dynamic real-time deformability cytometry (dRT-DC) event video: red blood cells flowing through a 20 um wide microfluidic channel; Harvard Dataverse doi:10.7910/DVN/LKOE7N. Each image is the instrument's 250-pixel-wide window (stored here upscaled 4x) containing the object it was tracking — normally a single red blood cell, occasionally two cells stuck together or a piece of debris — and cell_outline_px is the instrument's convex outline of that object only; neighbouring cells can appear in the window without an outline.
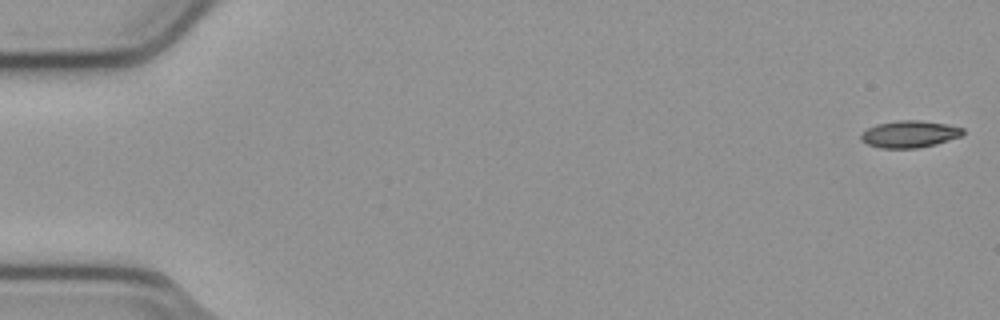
{"species": "common noctule bat (a hibernating species)", "species_latin": "Nyctalus noctula", "temperature_condition": "cold", "stored_images_in_passage": 8, "camera_frame_rate_fps": 3000, "um_per_image_px": 0.085, "animal": {"sex": "male", "body_mass_g": 23.1, "forearm_length_mm": 52.7}, "frame": {"image": 1, "passage_image": 1, "time_ms": 0.0, "image_size_px": [1000, 320], "cell_outline_px": [[964, 132], [960, 136], [936, 144], [916, 148], [880, 148], [868, 144], [860, 140], [860, 136], [868, 128], [876, 124], [900, 120], [920, 120], [944, 124], [964, 128]], "centroid_in_image_um": [77.29, 11.4], "position_along_channel_um": 7.7, "area_um2": 15.84}}